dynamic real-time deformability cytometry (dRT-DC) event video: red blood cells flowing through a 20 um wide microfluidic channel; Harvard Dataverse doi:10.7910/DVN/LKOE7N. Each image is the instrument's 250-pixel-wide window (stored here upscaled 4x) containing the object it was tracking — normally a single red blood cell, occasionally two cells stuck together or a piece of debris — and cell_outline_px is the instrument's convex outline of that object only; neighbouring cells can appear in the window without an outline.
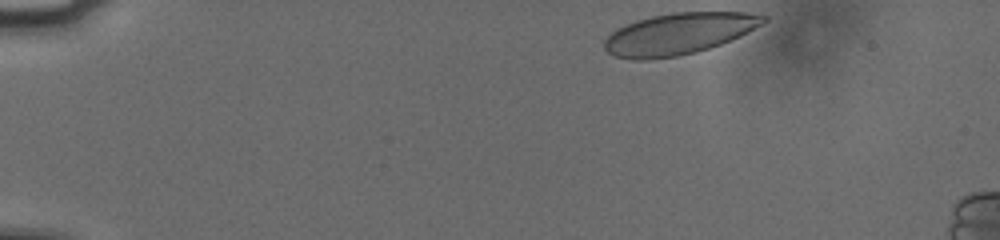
{"species": "human", "species_latin": "Homo sapiens", "temperature_condition": "cold", "stored_images_in_passage": 41, "camera_frame_rate_fps": 3000, "um_per_image_px": 0.085, "donor": {"sex": "male"}, "frame": {"image": 1, "passage_image": 1, "time_ms": 0.0, "image_size_px": [1000, 240], "cell_outline_px": [[768, 20], [740, 36], [720, 44], [696, 52], [676, 56], [648, 60], [632, 60], [616, 56], [608, 52], [604, 48], [604, 40], [616, 28], [636, 20], [652, 16], [672, 12], [744, 12], [768, 16]], "centroid_in_image_um": [57.67, 2.86], "position_along_channel_um": 27.3, "area_um2": 38.32}}
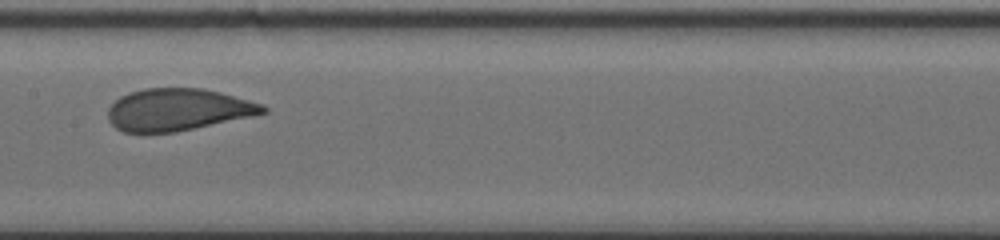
{"frame": {"image": 2, "passage_image": 22, "time_ms": 7.0, "image_size_px": [1000, 240], "cell_outline_px": [[268, 112], [252, 116], [176, 132], [124, 132], [116, 128], [108, 120], [108, 108], [120, 96], [128, 92], [144, 88], [204, 88], [220, 92], [264, 104], [268, 108]], "centroid_in_image_um": [15.12, 9.31], "position_along_channel_um": 192.3, "area_um2": 38.09}}
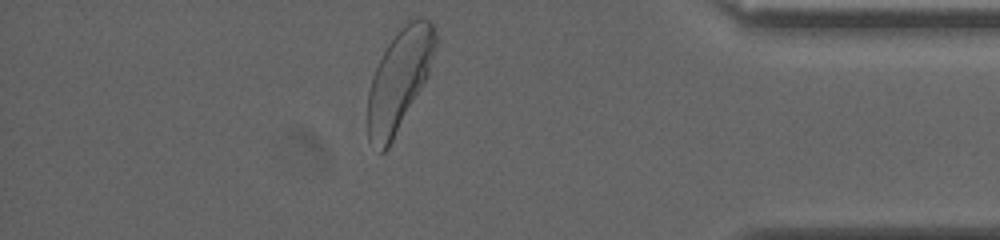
{"frame": {"image": 3, "passage_image": 41, "time_ms": 13.333, "image_size_px": [1000, 240], "cell_outline_px": [[436, 48], [428, 76], [388, 148], [384, 152], [380, 152], [368, 140], [368, 92], [372, 76], [388, 44], [408, 16], [420, 16], [432, 20], [436, 28]], "centroid_in_image_um": [33.96, 6.7], "position_along_channel_um": 401.2, "area_um2": 40.0}, "authors_computed_cell_mechanics": {"area_um2": 38.9572, "velocity_mm_per_s": 3.7442, "shape_relaxation_time_tau1_ms": 3.1105, "shape_relaxation_time_tau2_ms": null, "deformation_change_tau1": 0.1331, "deformation_change_tau2": null}}